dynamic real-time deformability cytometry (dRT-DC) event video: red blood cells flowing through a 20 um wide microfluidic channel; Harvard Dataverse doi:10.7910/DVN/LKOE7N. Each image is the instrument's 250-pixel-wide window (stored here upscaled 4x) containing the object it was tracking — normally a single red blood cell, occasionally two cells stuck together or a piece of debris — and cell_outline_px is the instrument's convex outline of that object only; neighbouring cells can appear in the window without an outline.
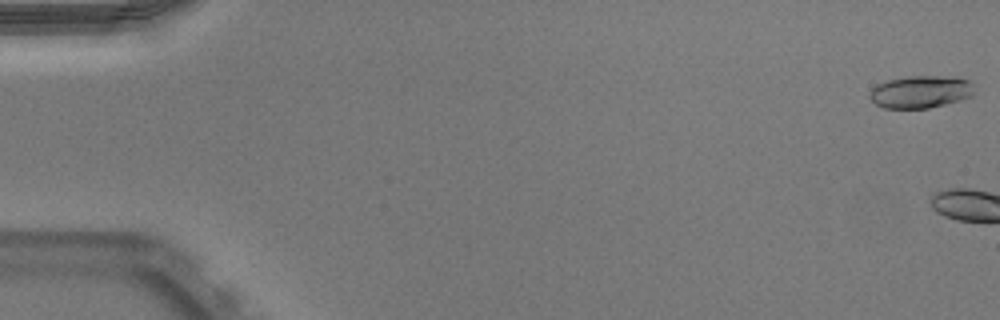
{"species": "Egyptian fruit bat (a non-hibernating species)", "species_latin": "Rousettus aegyptiacus", "temperature_condition": "warm", "stored_images_in_passage": 4, "camera_frame_rate_fps": 3000, "um_per_image_px": 0.085, "animal": {"sex": "male"}, "frame": {"image": 1, "passage_image": 1, "time_ms": 0.0, "image_size_px": [1000, 320], "cell_outline_px": [[972, 96], [960, 100], [928, 108], [884, 108], [876, 104], [868, 96], [868, 92], [876, 84], [888, 80], [908, 76], [956, 76], [972, 80]], "centroid_in_image_um": [78.24, 7.79], "position_along_channel_um": 6.8, "area_um2": 19.94}}